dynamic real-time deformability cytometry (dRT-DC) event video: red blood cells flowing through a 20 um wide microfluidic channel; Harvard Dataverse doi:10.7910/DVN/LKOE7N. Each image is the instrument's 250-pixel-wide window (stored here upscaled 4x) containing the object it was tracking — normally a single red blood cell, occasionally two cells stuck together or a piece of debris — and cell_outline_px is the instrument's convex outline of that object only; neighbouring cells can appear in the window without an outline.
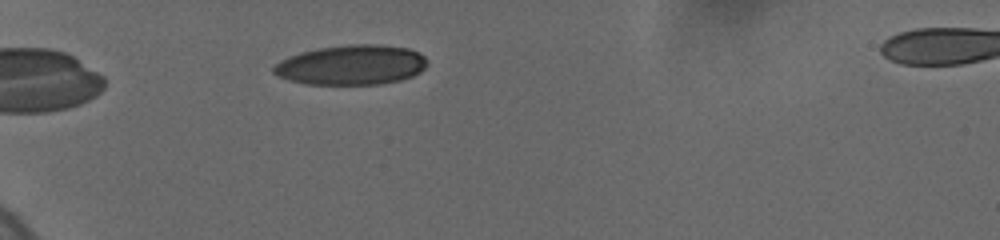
{"species": "human", "species_latin": "Homo sapiens", "temperature_condition": "cold", "stored_images_in_passage": 14, "camera_frame_rate_fps": 3000, "um_per_image_px": 0.085, "donor": {"sex": "female"}, "frame": {"image": 1, "passage_image": 11, "time_ms": 1.667, "image_size_px": [1000, 240], "cell_outline_px": [[428, 64], [420, 72], [412, 76], [400, 80], [380, 84], [304, 84], [288, 80], [276, 76], [272, 72], [272, 68], [280, 60], [288, 56], [300, 52], [320, 48], [348, 44], [380, 44], [408, 48], [420, 52], [428, 60]], "centroid_in_image_um": [29.87, 5.51], "position_along_channel_um": 55.1, "area_um2": 36.01}}